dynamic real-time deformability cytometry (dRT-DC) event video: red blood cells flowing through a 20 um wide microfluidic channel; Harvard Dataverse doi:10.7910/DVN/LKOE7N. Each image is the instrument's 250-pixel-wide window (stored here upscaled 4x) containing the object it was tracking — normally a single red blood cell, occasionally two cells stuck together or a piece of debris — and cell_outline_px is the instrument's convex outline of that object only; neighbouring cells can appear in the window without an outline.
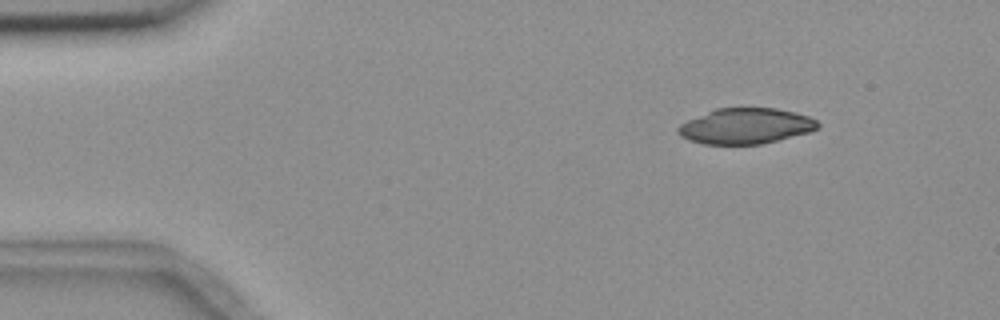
{"species": "common noctule bat (a hibernating species)", "species_latin": "Nyctalus noctula", "temperature_condition": "room temperature", "stored_images_in_passage": 6, "camera_frame_rate_fps": 3000, "um_per_image_px": 0.085, "animal": {"sex": "female", "body_mass_g": 18.4}, "frame": {"image": 1, "passage_image": 1, "time_ms": 0.0, "image_size_px": [1000, 320], "cell_outline_px": [[820, 128], [808, 132], [760, 144], [704, 144], [688, 140], [680, 136], [676, 132], [676, 128], [680, 124], [688, 120], [716, 108], [776, 108], [796, 112], [808, 116], [816, 120], [820, 124]], "centroid_in_image_um": [63.37, 10.71], "position_along_channel_um": 21.6, "area_um2": 28.96}}